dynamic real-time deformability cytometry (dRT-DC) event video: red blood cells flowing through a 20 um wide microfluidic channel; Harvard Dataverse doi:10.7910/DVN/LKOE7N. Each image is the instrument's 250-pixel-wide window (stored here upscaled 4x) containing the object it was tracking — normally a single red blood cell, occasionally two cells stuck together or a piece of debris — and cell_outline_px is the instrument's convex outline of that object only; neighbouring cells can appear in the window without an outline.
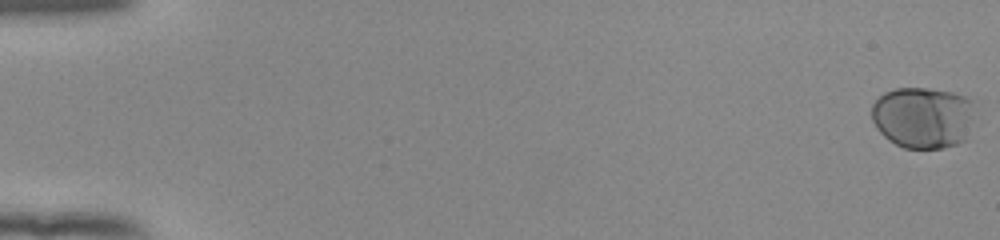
{"species": "human", "species_latin": "Homo sapiens", "temperature_condition": "room temperature", "stored_images_in_passage": 55, "camera_frame_rate_fps": 3000, "um_per_image_px": 0.085, "donor": {"sex": "female"}, "frame": {"image": 1, "passage_image": 1, "time_ms": 0.0, "image_size_px": [1000, 240], "cell_outline_px": [[972, 100], [968, 140], [944, 148], [904, 148], [888, 140], [876, 128], [872, 120], [872, 104], [884, 92], [896, 88], [928, 88], [952, 92], [968, 96]], "centroid_in_image_um": [78.43, 9.98], "position_along_channel_um": 6.6, "area_um2": 37.11}}
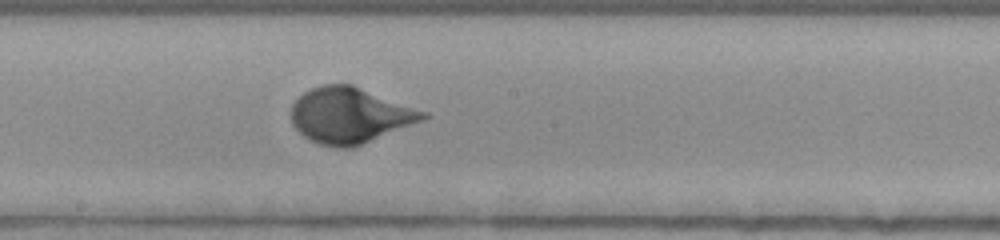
{"frame": {"image": 2, "passage_image": 32, "time_ms": 10.333, "image_size_px": [1000, 240], "cell_outline_px": [[432, 116], [424, 120], [352, 148], [340, 148], [320, 144], [304, 136], [292, 124], [292, 104], [304, 92], [320, 84], [352, 84], [428, 112]], "centroid_in_image_um": [29.77, 9.8], "position_along_channel_um": 218.4, "area_um2": 42.71}}
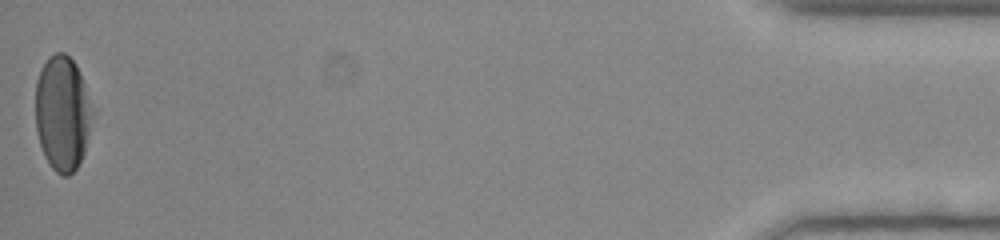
{"frame": {"image": 3, "passage_image": 55, "time_ms": 18.0, "image_size_px": [1000, 240], "cell_outline_px": [[96, 112], [84, 152], [76, 168], [68, 176], [60, 176], [48, 164], [44, 156], [40, 144], [36, 128], [36, 80], [40, 68], [56, 52], [64, 52], [76, 64], [80, 72]], "centroid_in_image_um": [5.34, 9.64], "position_along_channel_um": 429.9, "area_um2": 38.73}, "authors_computed_cell_mechanics": {"area_um2": 38.6682, "velocity_mm_per_s": 3.884, "shape_relaxation_time_tau1_ms": 3.2205, "shape_relaxation_time_tau2_ms": null, "deformation_change_tau1": 0.1746, "deformation_change_tau2": null}}